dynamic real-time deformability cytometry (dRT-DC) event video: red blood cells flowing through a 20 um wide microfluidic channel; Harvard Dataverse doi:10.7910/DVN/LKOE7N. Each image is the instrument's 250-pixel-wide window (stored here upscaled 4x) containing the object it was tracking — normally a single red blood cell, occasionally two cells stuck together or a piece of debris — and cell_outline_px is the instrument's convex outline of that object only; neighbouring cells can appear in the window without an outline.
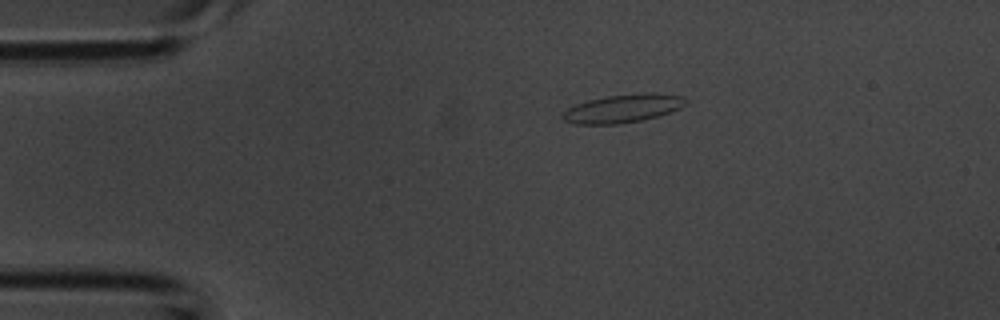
{"species": "common noctule bat (a hibernating species)", "species_latin": "Nyctalus noctula", "temperature_condition": "room temperature", "stored_images_in_passage": 35, "camera_frame_rate_fps": 3000, "um_per_image_px": 0.085, "animal": {"sex": "male", "body_mass_g": 20.1, "forearm_length_mm": 53.5}, "frame": {"image": 1, "passage_image": 1, "time_ms": 0.0, "image_size_px": [1000, 320], "cell_outline_px": [[688, 104], [680, 108], [644, 120], [620, 124], [572, 124], [564, 120], [560, 116], [568, 108], [576, 104], [588, 100], [604, 96], [648, 92], [656, 92], [684, 96], [688, 100]], "centroid_in_image_um": [52.97, 9.21], "position_along_channel_um": 32.0, "area_um2": 20.58}}
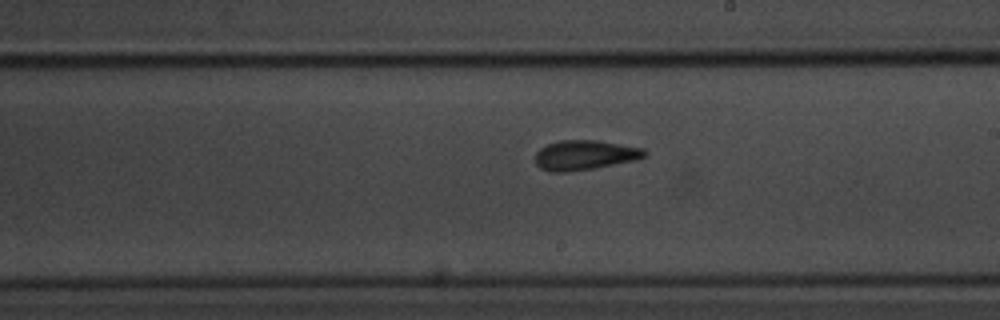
{"frame": {"image": 2, "passage_image": 17, "time_ms": 5.333, "image_size_px": [1000, 320], "cell_outline_px": [[648, 152], [644, 156], [636, 160], [592, 168], [564, 172], [552, 172], [540, 168], [536, 164], [536, 152], [540, 148], [548, 144], [560, 140], [596, 140], [644, 148]], "centroid_in_image_um": [49.7, 13.17], "position_along_channel_um": 239.3, "area_um2": 18.79}}
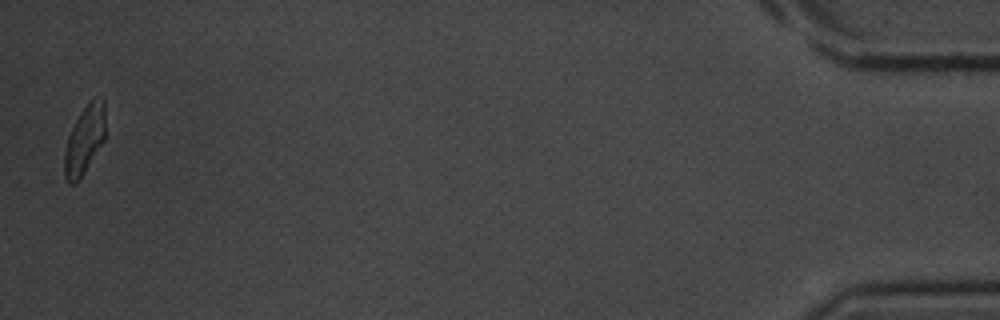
{"frame": {"image": 3, "passage_image": 35, "time_ms": 11.333, "image_size_px": [1000, 320], "cell_outline_px": [[104, 140], [84, 172], [76, 184], [68, 184], [64, 176], [64, 156], [68, 136], [80, 112], [92, 100], [104, 96]], "centroid_in_image_um": [7.16, 11.92], "position_along_channel_um": 428.0, "area_um2": 16.01}}